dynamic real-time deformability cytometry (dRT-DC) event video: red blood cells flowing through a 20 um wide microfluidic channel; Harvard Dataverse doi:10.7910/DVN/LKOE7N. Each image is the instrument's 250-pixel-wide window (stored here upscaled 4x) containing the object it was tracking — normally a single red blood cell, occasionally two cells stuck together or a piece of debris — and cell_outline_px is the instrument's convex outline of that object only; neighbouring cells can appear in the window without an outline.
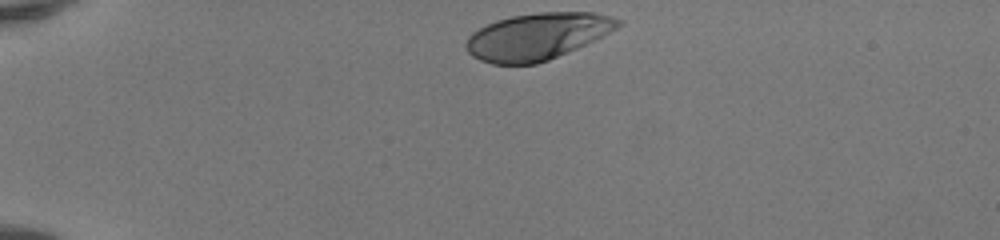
{"species": "human", "species_latin": "Homo sapiens", "temperature_condition": "room temperature", "stored_images_in_passage": 34, "camera_frame_rate_fps": 3000, "um_per_image_px": 0.085, "donor": {"sex": "female"}, "frame": {"image": 1, "passage_image": 1, "time_ms": 0.0, "image_size_px": [1000, 240], "cell_outline_px": [[624, 24], [576, 48], [548, 60], [536, 64], [492, 64], [480, 60], [472, 56], [468, 52], [464, 44], [468, 36], [472, 32], [496, 20], [512, 16], [540, 12], [592, 12], [612, 16], [620, 20]], "centroid_in_image_um": [45.63, 3.09], "position_along_channel_um": 39.4, "area_um2": 41.04}}
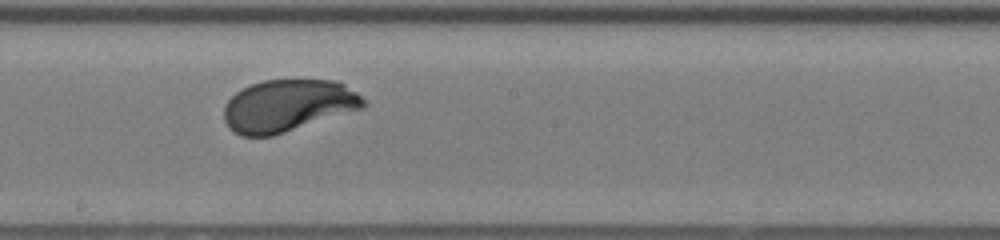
{"frame": {"image": 2, "passage_image": 19, "time_ms": 6.0, "image_size_px": [1000, 240], "cell_outline_px": [[368, 104], [364, 108], [272, 136], [240, 136], [232, 132], [228, 128], [224, 120], [224, 104], [236, 92], [252, 84], [264, 80], [336, 80], [344, 84], [368, 100]], "centroid_in_image_um": [24.48, 8.99], "position_along_channel_um": 223.7, "area_um2": 42.6}}
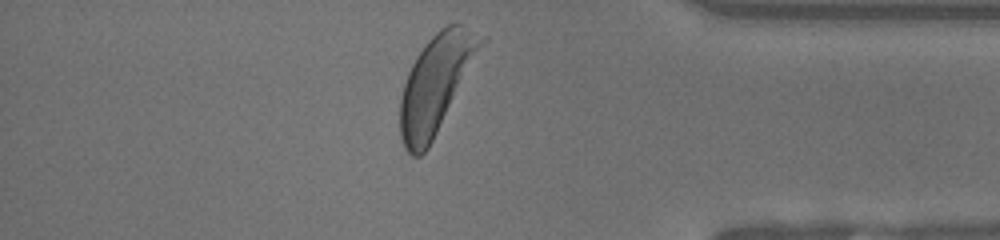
{"frame": {"image": 3, "passage_image": 33, "time_ms": 10.667, "image_size_px": [1000, 240], "cell_outline_px": [[488, 40], [428, 148], [420, 156], [412, 156], [404, 148], [400, 140], [400, 100], [404, 84], [408, 72], [416, 56], [428, 40], [440, 28], [448, 24], [460, 24], [488, 36]], "centroid_in_image_um": [37.09, 7.09], "position_along_channel_um": 398.1, "area_um2": 46.12}, "authors_computed_cell_mechanics": {"area_um2": 42.483, "velocity_mm_per_s": 4.0976, "shape_relaxation_time_tau1_ms": 1.887, "shape_relaxation_time_tau2_ms": null, "deformation_change_tau1": 0.1435, "deformation_change_tau2": null}}